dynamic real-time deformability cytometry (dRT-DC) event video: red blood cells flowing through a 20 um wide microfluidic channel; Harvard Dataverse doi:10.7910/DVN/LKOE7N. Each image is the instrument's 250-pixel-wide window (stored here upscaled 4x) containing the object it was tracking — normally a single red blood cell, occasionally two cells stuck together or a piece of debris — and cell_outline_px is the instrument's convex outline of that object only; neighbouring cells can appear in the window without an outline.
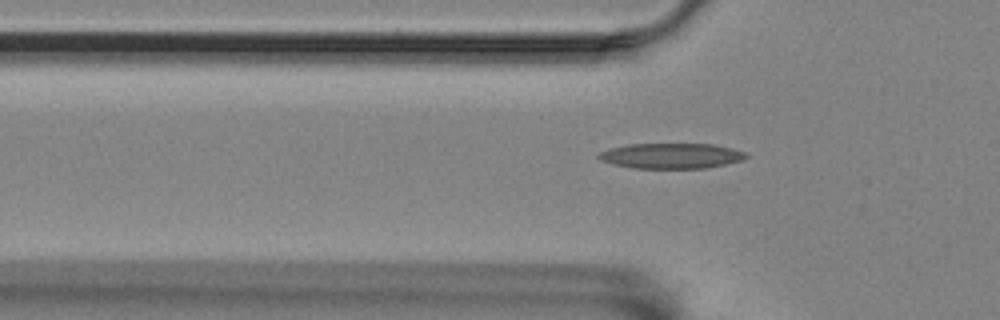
{"species": "Egyptian fruit bat (a non-hibernating species)", "species_latin": "Rousettus aegyptiacus", "temperature_condition": "room temperature", "stored_images_in_passage": 37, "camera_frame_rate_fps": 3000, "um_per_image_px": 0.085, "animal": {"sex": "female"}, "frame": {"image": 1, "passage_image": 4, "time_ms": 1.0, "image_size_px": [1000, 320], "cell_outline_px": [[748, 156], [740, 160], [724, 164], [704, 168], [632, 168], [612, 164], [600, 160], [596, 156], [600, 152], [612, 148], [628, 144], [712, 144], [732, 148], [744, 152]], "centroid_in_image_um": [57.01, 13.24], "position_along_channel_um": 68.8, "area_um2": 21.56}}
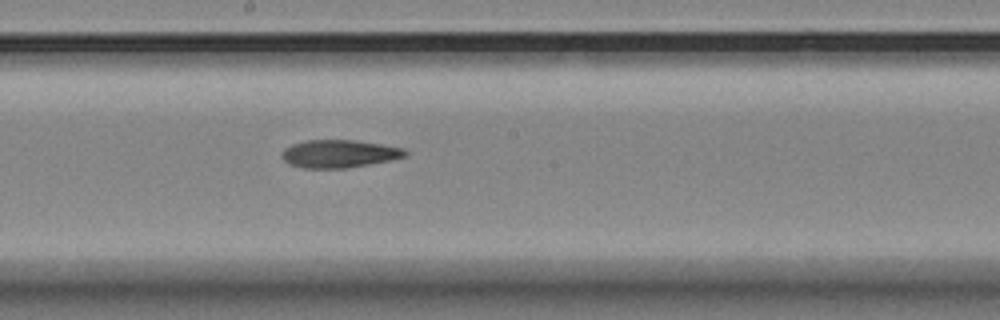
{"frame": {"image": 2, "passage_image": 17, "time_ms": 5.333, "image_size_px": [1000, 320], "cell_outline_px": [[408, 156], [368, 164], [344, 168], [304, 168], [288, 164], [284, 160], [280, 152], [284, 148], [292, 144], [304, 140], [356, 140], [404, 148], [408, 152]], "centroid_in_image_um": [28.79, 13.06], "position_along_channel_um": 219.4, "area_um2": 20.0}}
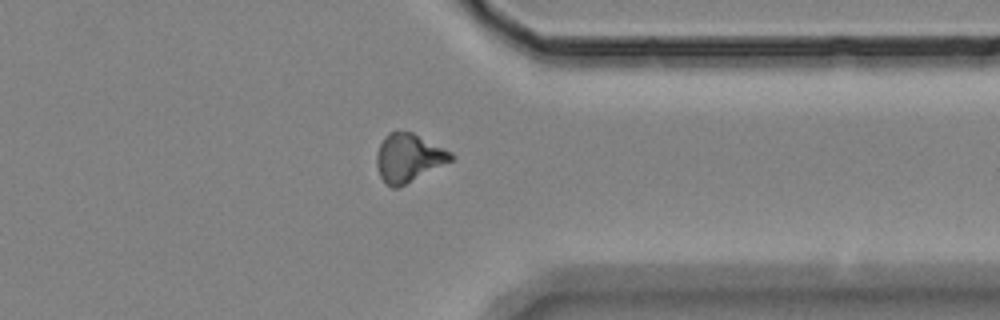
{"frame": {"image": 3, "passage_image": 31, "time_ms": 10.0, "image_size_px": [1000, 320], "cell_outline_px": [[456, 156], [452, 160], [396, 188], [392, 188], [380, 176], [376, 164], [376, 152], [384, 136], [388, 132], [412, 132], [452, 152]], "centroid_in_image_um": [34.71, 13.39], "position_along_channel_um": 376.7, "area_um2": 20.52}}